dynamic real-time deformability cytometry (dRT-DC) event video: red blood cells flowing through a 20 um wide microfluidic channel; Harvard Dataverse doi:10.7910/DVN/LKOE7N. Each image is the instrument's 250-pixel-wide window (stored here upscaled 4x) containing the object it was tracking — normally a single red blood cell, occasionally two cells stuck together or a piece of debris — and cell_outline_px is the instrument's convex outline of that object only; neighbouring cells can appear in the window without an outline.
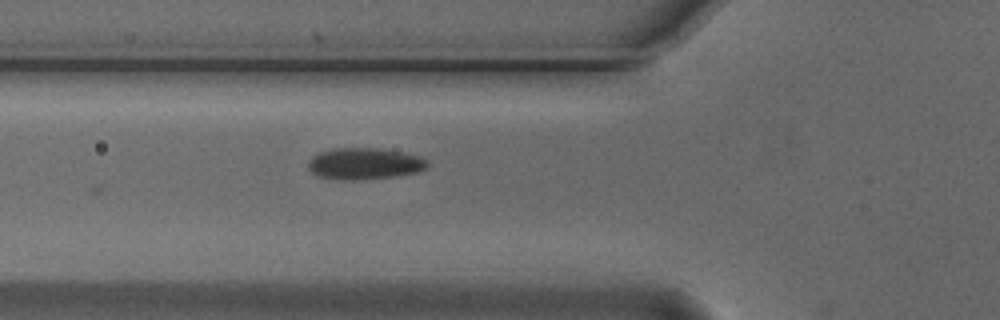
{"species": "Egyptian fruit bat (a non-hibernating species)", "species_latin": "Rousettus aegyptiacus", "temperature_condition": "cold", "stored_images_in_passage": 6, "camera_frame_rate_fps": 3000, "um_per_image_px": 0.085, "animal": {"sex": "male"}, "frame": {"image": 1, "passage_image": 6, "time_ms": 1.667, "image_size_px": [1000, 320], "cell_outline_px": [[428, 168], [420, 172], [392, 176], [356, 180], [340, 180], [316, 176], [308, 168], [308, 160], [312, 156], [320, 152], [332, 148], [380, 148], [404, 152], [420, 156], [428, 160]], "centroid_in_image_um": [30.99, 13.9], "position_along_channel_um": 94.8, "area_um2": 22.2}}